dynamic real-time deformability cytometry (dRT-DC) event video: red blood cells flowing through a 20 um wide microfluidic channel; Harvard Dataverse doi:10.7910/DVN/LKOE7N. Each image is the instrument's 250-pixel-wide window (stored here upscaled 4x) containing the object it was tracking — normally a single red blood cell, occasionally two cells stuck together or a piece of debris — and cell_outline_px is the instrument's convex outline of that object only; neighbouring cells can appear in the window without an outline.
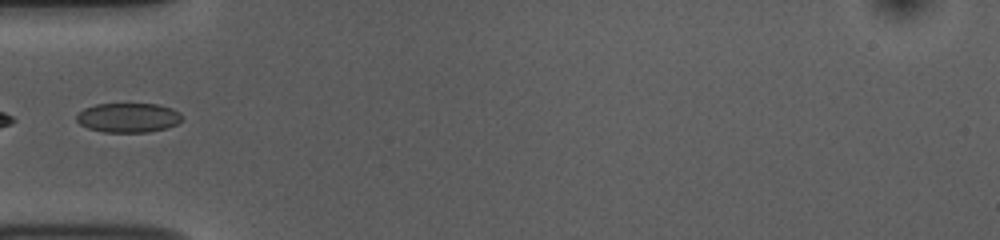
{"species": "common noctule bat (a hibernating species)", "species_latin": "Nyctalus noctula", "temperature_condition": "room temperature", "stored_images_in_passage": 23, "camera_frame_rate_fps": 3000, "um_per_image_px": 0.085, "animal": {"sex": "female", "body_mass_g": 10.0, "forearm_length_mm": 53.1}, "frame": {"image": 1, "passage_image": 1, "time_ms": 0.0, "image_size_px": [1000, 240], "cell_outline_px": [[184, 116], [176, 124], [168, 128], [148, 132], [104, 132], [88, 128], [80, 124], [76, 120], [76, 116], [84, 108], [96, 104], [156, 104], [172, 108], [180, 112]], "centroid_in_image_um": [10.92, 10.0], "position_along_channel_um": 74.1, "area_um2": 18.15}}
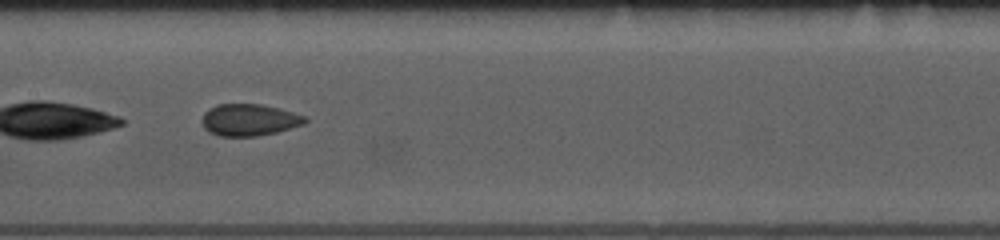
{"frame": {"image": 2, "passage_image": 10, "time_ms": 3.0, "image_size_px": [1000, 240], "cell_outline_px": [[308, 120], [304, 124], [276, 132], [256, 136], [220, 136], [208, 132], [204, 128], [200, 120], [204, 112], [208, 108], [216, 104], [260, 104], [280, 108], [304, 116]], "centroid_in_image_um": [21.13, 10.18], "position_along_channel_um": 186.3, "area_um2": 19.25}}
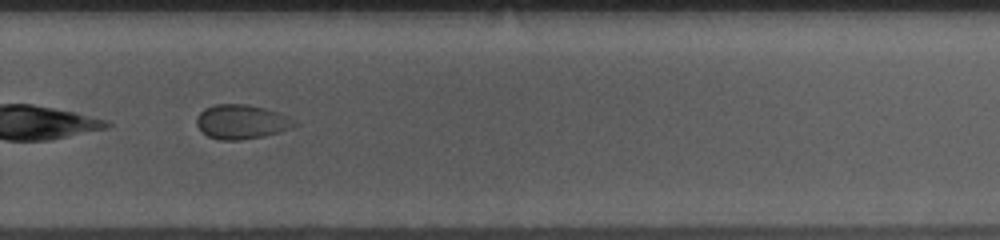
{"frame": {"image": 3, "passage_image": 20, "time_ms": 6.333, "image_size_px": [1000, 240], "cell_outline_px": [[300, 124], [292, 128], [280, 132], [264, 136], [240, 140], [220, 140], [208, 136], [200, 132], [196, 124], [196, 116], [204, 108], [216, 104], [248, 104], [280, 112]], "centroid_in_image_um": [20.52, 10.35], "position_along_channel_um": 309.3, "area_um2": 19.88}}